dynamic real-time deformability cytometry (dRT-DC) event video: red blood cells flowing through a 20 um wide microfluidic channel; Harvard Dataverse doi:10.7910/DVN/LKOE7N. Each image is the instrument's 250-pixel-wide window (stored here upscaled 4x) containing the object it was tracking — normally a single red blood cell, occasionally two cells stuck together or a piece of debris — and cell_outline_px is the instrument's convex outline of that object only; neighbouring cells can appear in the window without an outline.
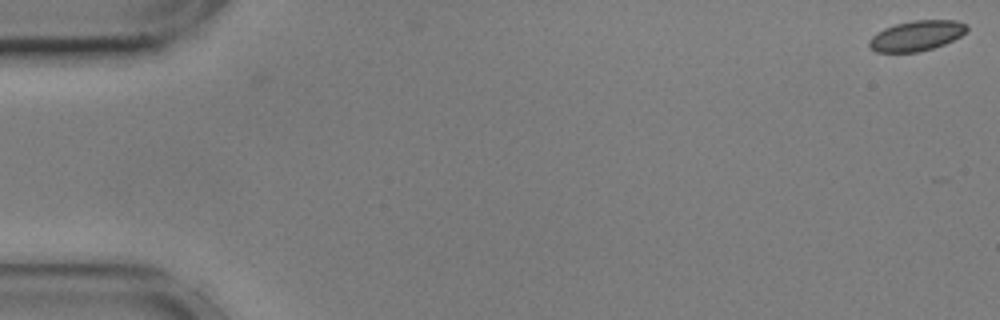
{"species": "common noctule bat (a hibernating species)", "species_latin": "Nyctalus noctula", "temperature_condition": "cold", "stored_images_in_passage": 2, "camera_frame_rate_fps": 3000, "um_per_image_px": 0.085, "animal": {"sex": "male", "body_mass_g": 17.9, "forearm_length_mm": 54.2}, "frame": {"image": 1, "passage_image": 2, "time_ms": 0.333, "image_size_px": [1000, 320], "cell_outline_px": [[968, 28], [960, 36], [944, 44], [920, 52], [876, 52], [868, 48], [868, 40], [876, 32], [884, 28], [896, 24], [912, 20], [956, 20], [968, 24]], "centroid_in_image_um": [77.87, 3.04], "position_along_channel_um": 7.1, "area_um2": 17.34}}